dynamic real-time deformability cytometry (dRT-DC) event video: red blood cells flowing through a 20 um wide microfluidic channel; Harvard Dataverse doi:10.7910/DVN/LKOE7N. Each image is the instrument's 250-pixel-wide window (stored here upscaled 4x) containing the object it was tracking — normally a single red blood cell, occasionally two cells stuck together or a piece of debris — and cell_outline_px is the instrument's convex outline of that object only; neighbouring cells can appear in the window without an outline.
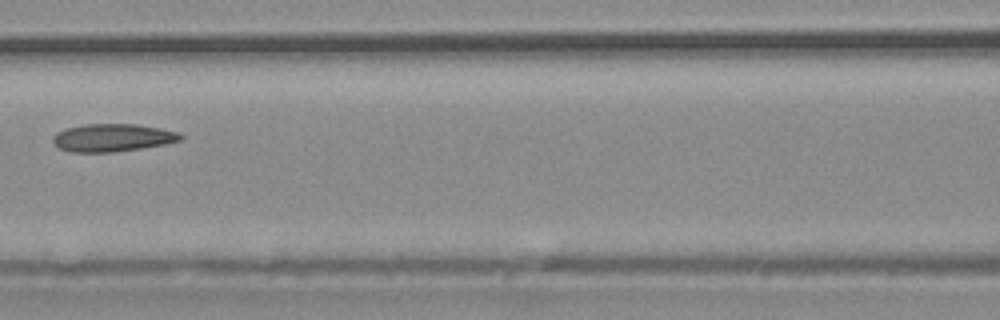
{"species": "common noctule bat (a hibernating species)", "species_latin": "Nyctalus noctula", "temperature_condition": "warm", "stored_images_in_passage": 23, "camera_frame_rate_fps": 3000, "um_per_image_px": 0.085, "animal": {"sex": "male", "body_mass_g": 20.4}, "frame": {"image": 1, "passage_image": 7, "time_ms": 2.0, "image_size_px": [1000, 320], "cell_outline_px": [[184, 140], [164, 144], [140, 148], [112, 152], [72, 152], [60, 148], [52, 140], [52, 136], [56, 132], [64, 128], [84, 124], [136, 124], [160, 128], [180, 132], [184, 136]], "centroid_in_image_um": [9.58, 11.69], "position_along_channel_um": 157.0, "area_um2": 20.75}}
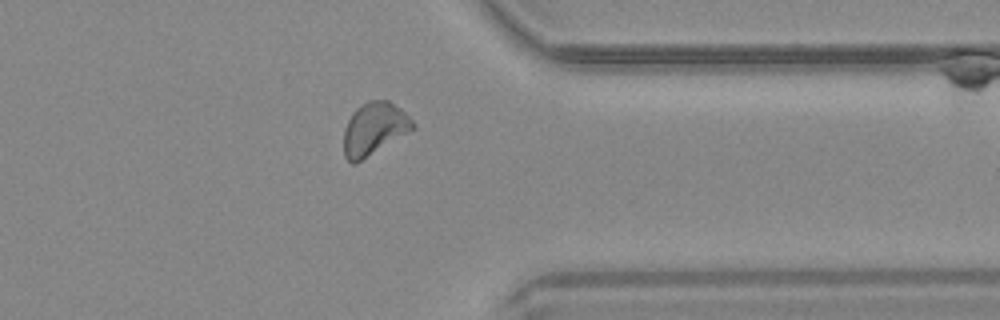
{"frame": {"image": 2, "passage_image": 20, "time_ms": 6.333, "image_size_px": [1000, 320], "cell_outline_px": [[416, 128], [356, 164], [352, 164], [344, 156], [344, 128], [352, 112], [360, 104], [368, 100], [388, 100], [400, 108], [416, 124]], "centroid_in_image_um": [31.8, 10.95], "position_along_channel_um": 379.6, "area_um2": 21.33}}